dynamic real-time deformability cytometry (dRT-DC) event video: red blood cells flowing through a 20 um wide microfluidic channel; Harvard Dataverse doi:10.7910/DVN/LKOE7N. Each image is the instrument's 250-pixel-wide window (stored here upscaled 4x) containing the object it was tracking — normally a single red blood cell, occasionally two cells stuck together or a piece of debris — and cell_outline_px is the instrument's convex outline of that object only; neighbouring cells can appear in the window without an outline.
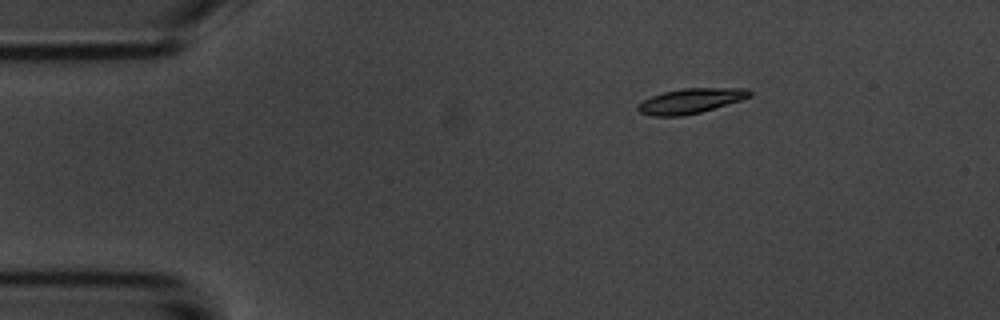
{"species": "common noctule bat (a hibernating species)", "species_latin": "Nyctalus noctula", "temperature_condition": "room temperature", "stored_images_in_passage": 6, "camera_frame_rate_fps": 3000, "um_per_image_px": 0.085, "animal": {"sex": "male", "body_mass_g": 20.1, "forearm_length_mm": 53.5}, "frame": {"image": 1, "passage_image": 2, "time_ms": 2.0, "image_size_px": [1000, 320], "cell_outline_px": [[752, 96], [740, 100], [700, 112], [680, 116], [652, 116], [640, 112], [636, 108], [644, 100], [652, 96], [664, 92], [680, 88], [748, 88], [752, 92]], "centroid_in_image_um": [58.72, 8.56], "position_along_channel_um": 26.3, "area_um2": 16.07}}
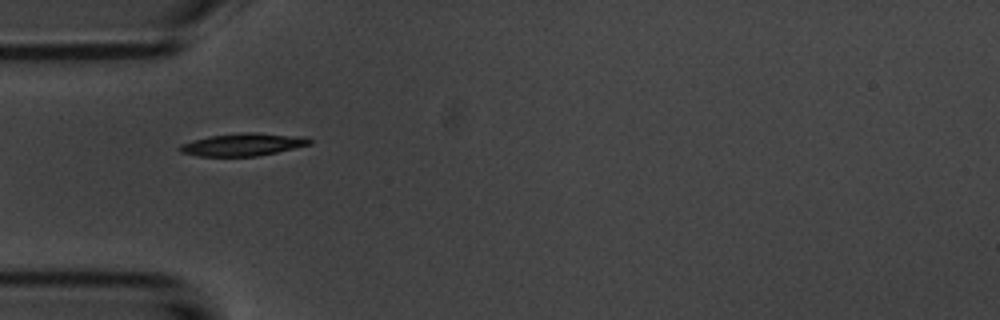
{"frame": {"image": 2, "passage_image": 4, "time_ms": 4.667, "image_size_px": [1000, 320], "cell_outline_px": [[312, 144], [276, 152], [256, 156], [196, 156], [180, 152], [176, 148], [180, 144], [192, 140], [212, 136], [244, 132], [256, 132], [304, 136], [312, 140]], "centroid_in_image_um": [20.64, 12.28], "position_along_channel_um": 64.4, "area_um2": 17.17}}
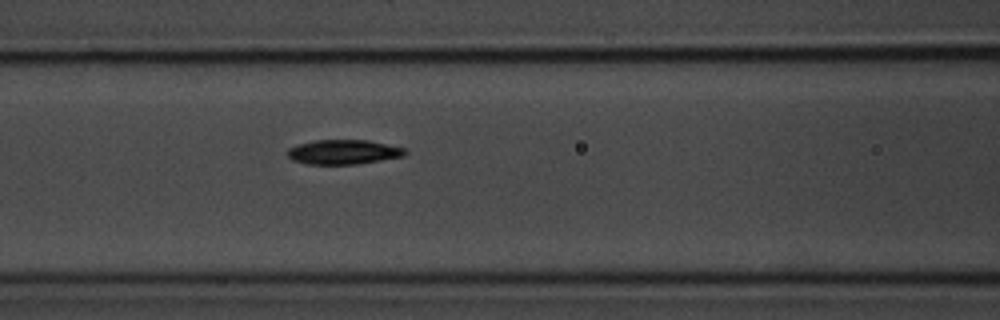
{"frame": {"image": 3, "passage_image": 6, "time_ms": 6.667, "image_size_px": [1000, 320], "cell_outline_px": [[408, 152], [404, 156], [356, 164], [304, 164], [292, 160], [284, 152], [288, 148], [296, 144], [316, 140], [368, 140], [408, 148]], "centroid_in_image_um": [29.17, 12.91], "position_along_channel_um": 137.4, "area_um2": 17.11}}